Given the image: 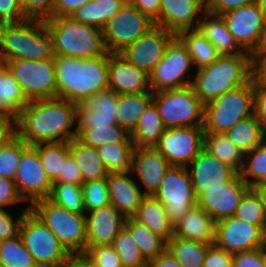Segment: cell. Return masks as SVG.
Returning <instances> with one entry per match:
<instances>
[{"mask_svg":"<svg viewBox=\"0 0 266 267\" xmlns=\"http://www.w3.org/2000/svg\"><path fill=\"white\" fill-rule=\"evenodd\" d=\"M0 261L7 267H39L19 234L0 242Z\"/></svg>","mask_w":266,"mask_h":267,"instance_id":"44","label":"cell"},{"mask_svg":"<svg viewBox=\"0 0 266 267\" xmlns=\"http://www.w3.org/2000/svg\"><path fill=\"white\" fill-rule=\"evenodd\" d=\"M215 244L231 254L262 248L265 247V231L231 216L216 222Z\"/></svg>","mask_w":266,"mask_h":267,"instance_id":"17","label":"cell"},{"mask_svg":"<svg viewBox=\"0 0 266 267\" xmlns=\"http://www.w3.org/2000/svg\"><path fill=\"white\" fill-rule=\"evenodd\" d=\"M19 195L31 205L34 201L48 198L52 182L42 166L37 150L28 145L21 154L14 178Z\"/></svg>","mask_w":266,"mask_h":267,"instance_id":"16","label":"cell"},{"mask_svg":"<svg viewBox=\"0 0 266 267\" xmlns=\"http://www.w3.org/2000/svg\"><path fill=\"white\" fill-rule=\"evenodd\" d=\"M155 148L171 166L187 167L204 148V127L166 129Z\"/></svg>","mask_w":266,"mask_h":267,"instance_id":"14","label":"cell"},{"mask_svg":"<svg viewBox=\"0 0 266 267\" xmlns=\"http://www.w3.org/2000/svg\"><path fill=\"white\" fill-rule=\"evenodd\" d=\"M255 54H266V22H265V27L263 30V36H262L260 45Z\"/></svg>","mask_w":266,"mask_h":267,"instance_id":"66","label":"cell"},{"mask_svg":"<svg viewBox=\"0 0 266 267\" xmlns=\"http://www.w3.org/2000/svg\"><path fill=\"white\" fill-rule=\"evenodd\" d=\"M53 60L57 98L78 105L98 92L109 89L108 55L89 59L54 55Z\"/></svg>","mask_w":266,"mask_h":267,"instance_id":"2","label":"cell"},{"mask_svg":"<svg viewBox=\"0 0 266 267\" xmlns=\"http://www.w3.org/2000/svg\"><path fill=\"white\" fill-rule=\"evenodd\" d=\"M38 152L47 176L53 183L63 168V162L69 156V142H50L32 145Z\"/></svg>","mask_w":266,"mask_h":267,"instance_id":"41","label":"cell"},{"mask_svg":"<svg viewBox=\"0 0 266 267\" xmlns=\"http://www.w3.org/2000/svg\"><path fill=\"white\" fill-rule=\"evenodd\" d=\"M108 83L109 89L118 95L152 92L150 76L118 53L108 55Z\"/></svg>","mask_w":266,"mask_h":267,"instance_id":"23","label":"cell"},{"mask_svg":"<svg viewBox=\"0 0 266 267\" xmlns=\"http://www.w3.org/2000/svg\"><path fill=\"white\" fill-rule=\"evenodd\" d=\"M124 227L130 232L143 256L149 261L166 250V242L148 227L127 217Z\"/></svg>","mask_w":266,"mask_h":267,"instance_id":"39","label":"cell"},{"mask_svg":"<svg viewBox=\"0 0 266 267\" xmlns=\"http://www.w3.org/2000/svg\"><path fill=\"white\" fill-rule=\"evenodd\" d=\"M261 201L266 214V181L256 183L250 187Z\"/></svg>","mask_w":266,"mask_h":267,"instance_id":"65","label":"cell"},{"mask_svg":"<svg viewBox=\"0 0 266 267\" xmlns=\"http://www.w3.org/2000/svg\"><path fill=\"white\" fill-rule=\"evenodd\" d=\"M250 189L238 173L221 189L194 190L197 205L203 208L215 222L234 216L244 194Z\"/></svg>","mask_w":266,"mask_h":267,"instance_id":"19","label":"cell"},{"mask_svg":"<svg viewBox=\"0 0 266 267\" xmlns=\"http://www.w3.org/2000/svg\"><path fill=\"white\" fill-rule=\"evenodd\" d=\"M233 254L219 248L215 243L208 247L203 267H232Z\"/></svg>","mask_w":266,"mask_h":267,"instance_id":"53","label":"cell"},{"mask_svg":"<svg viewBox=\"0 0 266 267\" xmlns=\"http://www.w3.org/2000/svg\"><path fill=\"white\" fill-rule=\"evenodd\" d=\"M257 3L259 4V7L261 11L263 12V15L266 21V0H258Z\"/></svg>","mask_w":266,"mask_h":267,"instance_id":"67","label":"cell"},{"mask_svg":"<svg viewBox=\"0 0 266 267\" xmlns=\"http://www.w3.org/2000/svg\"><path fill=\"white\" fill-rule=\"evenodd\" d=\"M265 247H266V230H265Z\"/></svg>","mask_w":266,"mask_h":267,"instance_id":"73","label":"cell"},{"mask_svg":"<svg viewBox=\"0 0 266 267\" xmlns=\"http://www.w3.org/2000/svg\"><path fill=\"white\" fill-rule=\"evenodd\" d=\"M54 182H63L77 185L83 184L81 171L70 155L63 162L62 171Z\"/></svg>","mask_w":266,"mask_h":267,"instance_id":"58","label":"cell"},{"mask_svg":"<svg viewBox=\"0 0 266 267\" xmlns=\"http://www.w3.org/2000/svg\"><path fill=\"white\" fill-rule=\"evenodd\" d=\"M234 216L251 224L258 225L264 231L266 230V214L264 207L251 188L242 197Z\"/></svg>","mask_w":266,"mask_h":267,"instance_id":"48","label":"cell"},{"mask_svg":"<svg viewBox=\"0 0 266 267\" xmlns=\"http://www.w3.org/2000/svg\"><path fill=\"white\" fill-rule=\"evenodd\" d=\"M81 186L85 213L110 204L106 179L83 182Z\"/></svg>","mask_w":266,"mask_h":267,"instance_id":"49","label":"cell"},{"mask_svg":"<svg viewBox=\"0 0 266 267\" xmlns=\"http://www.w3.org/2000/svg\"><path fill=\"white\" fill-rule=\"evenodd\" d=\"M210 245L173 235L166 242V250L183 267H203L205 255Z\"/></svg>","mask_w":266,"mask_h":267,"instance_id":"38","label":"cell"},{"mask_svg":"<svg viewBox=\"0 0 266 267\" xmlns=\"http://www.w3.org/2000/svg\"><path fill=\"white\" fill-rule=\"evenodd\" d=\"M190 66H193L192 57L187 46L176 35L167 45L161 61L149 75L152 92L191 85L193 79L186 77L189 76L187 74L191 70Z\"/></svg>","mask_w":266,"mask_h":267,"instance_id":"11","label":"cell"},{"mask_svg":"<svg viewBox=\"0 0 266 267\" xmlns=\"http://www.w3.org/2000/svg\"><path fill=\"white\" fill-rule=\"evenodd\" d=\"M258 0H205V11L222 15L233 9L240 8L244 5L257 3Z\"/></svg>","mask_w":266,"mask_h":267,"instance_id":"56","label":"cell"},{"mask_svg":"<svg viewBox=\"0 0 266 267\" xmlns=\"http://www.w3.org/2000/svg\"><path fill=\"white\" fill-rule=\"evenodd\" d=\"M81 267H92L89 265L81 256H78L74 259Z\"/></svg>","mask_w":266,"mask_h":267,"instance_id":"68","label":"cell"},{"mask_svg":"<svg viewBox=\"0 0 266 267\" xmlns=\"http://www.w3.org/2000/svg\"><path fill=\"white\" fill-rule=\"evenodd\" d=\"M85 216L87 247L112 245L114 238L124 228L127 218L111 204L85 213Z\"/></svg>","mask_w":266,"mask_h":267,"instance_id":"25","label":"cell"},{"mask_svg":"<svg viewBox=\"0 0 266 267\" xmlns=\"http://www.w3.org/2000/svg\"><path fill=\"white\" fill-rule=\"evenodd\" d=\"M19 235L39 267H64L75 259L30 209L22 217Z\"/></svg>","mask_w":266,"mask_h":267,"instance_id":"8","label":"cell"},{"mask_svg":"<svg viewBox=\"0 0 266 267\" xmlns=\"http://www.w3.org/2000/svg\"><path fill=\"white\" fill-rule=\"evenodd\" d=\"M147 267H183L167 250L148 261Z\"/></svg>","mask_w":266,"mask_h":267,"instance_id":"63","label":"cell"},{"mask_svg":"<svg viewBox=\"0 0 266 267\" xmlns=\"http://www.w3.org/2000/svg\"><path fill=\"white\" fill-rule=\"evenodd\" d=\"M216 222L200 206H193L174 224V236L203 244L215 243Z\"/></svg>","mask_w":266,"mask_h":267,"instance_id":"27","label":"cell"},{"mask_svg":"<svg viewBox=\"0 0 266 267\" xmlns=\"http://www.w3.org/2000/svg\"><path fill=\"white\" fill-rule=\"evenodd\" d=\"M221 16L239 47L253 56L260 45L266 22L259 4L244 5Z\"/></svg>","mask_w":266,"mask_h":267,"instance_id":"15","label":"cell"},{"mask_svg":"<svg viewBox=\"0 0 266 267\" xmlns=\"http://www.w3.org/2000/svg\"><path fill=\"white\" fill-rule=\"evenodd\" d=\"M54 57L52 37L45 21L26 19L0 24V62L40 61Z\"/></svg>","mask_w":266,"mask_h":267,"instance_id":"3","label":"cell"},{"mask_svg":"<svg viewBox=\"0 0 266 267\" xmlns=\"http://www.w3.org/2000/svg\"><path fill=\"white\" fill-rule=\"evenodd\" d=\"M171 167L167 159L156 148H134L132 173L137 175L145 195H154Z\"/></svg>","mask_w":266,"mask_h":267,"instance_id":"24","label":"cell"},{"mask_svg":"<svg viewBox=\"0 0 266 267\" xmlns=\"http://www.w3.org/2000/svg\"><path fill=\"white\" fill-rule=\"evenodd\" d=\"M112 246L119 254L123 267H147L148 260L125 227L114 238Z\"/></svg>","mask_w":266,"mask_h":267,"instance_id":"46","label":"cell"},{"mask_svg":"<svg viewBox=\"0 0 266 267\" xmlns=\"http://www.w3.org/2000/svg\"><path fill=\"white\" fill-rule=\"evenodd\" d=\"M124 2H126V3H130L131 2V0H123Z\"/></svg>","mask_w":266,"mask_h":267,"instance_id":"72","label":"cell"},{"mask_svg":"<svg viewBox=\"0 0 266 267\" xmlns=\"http://www.w3.org/2000/svg\"><path fill=\"white\" fill-rule=\"evenodd\" d=\"M153 102L166 129L204 126L205 104L192 85L153 92Z\"/></svg>","mask_w":266,"mask_h":267,"instance_id":"9","label":"cell"},{"mask_svg":"<svg viewBox=\"0 0 266 267\" xmlns=\"http://www.w3.org/2000/svg\"><path fill=\"white\" fill-rule=\"evenodd\" d=\"M27 104L20 85L5 63L0 62V118L15 124Z\"/></svg>","mask_w":266,"mask_h":267,"instance_id":"30","label":"cell"},{"mask_svg":"<svg viewBox=\"0 0 266 267\" xmlns=\"http://www.w3.org/2000/svg\"><path fill=\"white\" fill-rule=\"evenodd\" d=\"M254 115L266 130V86H260L253 80Z\"/></svg>","mask_w":266,"mask_h":267,"instance_id":"59","label":"cell"},{"mask_svg":"<svg viewBox=\"0 0 266 267\" xmlns=\"http://www.w3.org/2000/svg\"><path fill=\"white\" fill-rule=\"evenodd\" d=\"M177 36L187 46L196 69L212 64L220 56L199 28L184 30Z\"/></svg>","mask_w":266,"mask_h":267,"instance_id":"37","label":"cell"},{"mask_svg":"<svg viewBox=\"0 0 266 267\" xmlns=\"http://www.w3.org/2000/svg\"><path fill=\"white\" fill-rule=\"evenodd\" d=\"M69 155L81 171L83 182L102 180L108 177L97 148L80 142L76 137L69 141Z\"/></svg>","mask_w":266,"mask_h":267,"instance_id":"31","label":"cell"},{"mask_svg":"<svg viewBox=\"0 0 266 267\" xmlns=\"http://www.w3.org/2000/svg\"><path fill=\"white\" fill-rule=\"evenodd\" d=\"M225 134L245 154L266 140V130L254 114L237 122Z\"/></svg>","mask_w":266,"mask_h":267,"instance_id":"34","label":"cell"},{"mask_svg":"<svg viewBox=\"0 0 266 267\" xmlns=\"http://www.w3.org/2000/svg\"><path fill=\"white\" fill-rule=\"evenodd\" d=\"M175 36L172 32L155 24L118 54L128 63L150 75L163 58L167 45Z\"/></svg>","mask_w":266,"mask_h":267,"instance_id":"18","label":"cell"},{"mask_svg":"<svg viewBox=\"0 0 266 267\" xmlns=\"http://www.w3.org/2000/svg\"><path fill=\"white\" fill-rule=\"evenodd\" d=\"M14 133V124L0 118V148Z\"/></svg>","mask_w":266,"mask_h":267,"instance_id":"64","label":"cell"},{"mask_svg":"<svg viewBox=\"0 0 266 267\" xmlns=\"http://www.w3.org/2000/svg\"><path fill=\"white\" fill-rule=\"evenodd\" d=\"M190 164L187 169L191 176L193 190L221 189L238 174L235 169L213 157L204 149Z\"/></svg>","mask_w":266,"mask_h":267,"instance_id":"21","label":"cell"},{"mask_svg":"<svg viewBox=\"0 0 266 267\" xmlns=\"http://www.w3.org/2000/svg\"><path fill=\"white\" fill-rule=\"evenodd\" d=\"M154 25V21L137 7L125 3L102 29L106 50L108 53H119Z\"/></svg>","mask_w":266,"mask_h":267,"instance_id":"12","label":"cell"},{"mask_svg":"<svg viewBox=\"0 0 266 267\" xmlns=\"http://www.w3.org/2000/svg\"><path fill=\"white\" fill-rule=\"evenodd\" d=\"M239 174L249 187L266 181V140L245 154L244 165Z\"/></svg>","mask_w":266,"mask_h":267,"instance_id":"45","label":"cell"},{"mask_svg":"<svg viewBox=\"0 0 266 267\" xmlns=\"http://www.w3.org/2000/svg\"><path fill=\"white\" fill-rule=\"evenodd\" d=\"M204 150L238 173L242 171L245 153L225 133H204Z\"/></svg>","mask_w":266,"mask_h":267,"instance_id":"36","label":"cell"},{"mask_svg":"<svg viewBox=\"0 0 266 267\" xmlns=\"http://www.w3.org/2000/svg\"><path fill=\"white\" fill-rule=\"evenodd\" d=\"M198 28L220 55L249 54L244 52L236 43L221 15L205 11L202 13Z\"/></svg>","mask_w":266,"mask_h":267,"instance_id":"28","label":"cell"},{"mask_svg":"<svg viewBox=\"0 0 266 267\" xmlns=\"http://www.w3.org/2000/svg\"><path fill=\"white\" fill-rule=\"evenodd\" d=\"M204 12L205 0H161L160 17L155 24L178 35L198 28Z\"/></svg>","mask_w":266,"mask_h":267,"instance_id":"22","label":"cell"},{"mask_svg":"<svg viewBox=\"0 0 266 267\" xmlns=\"http://www.w3.org/2000/svg\"><path fill=\"white\" fill-rule=\"evenodd\" d=\"M29 209V206L17 217L13 218L7 210L0 209V242L13 238L19 234V226L24 213Z\"/></svg>","mask_w":266,"mask_h":267,"instance_id":"52","label":"cell"},{"mask_svg":"<svg viewBox=\"0 0 266 267\" xmlns=\"http://www.w3.org/2000/svg\"><path fill=\"white\" fill-rule=\"evenodd\" d=\"M264 267H266V247H264Z\"/></svg>","mask_w":266,"mask_h":267,"instance_id":"70","label":"cell"},{"mask_svg":"<svg viewBox=\"0 0 266 267\" xmlns=\"http://www.w3.org/2000/svg\"><path fill=\"white\" fill-rule=\"evenodd\" d=\"M152 101L153 92L118 95L117 124L130 134Z\"/></svg>","mask_w":266,"mask_h":267,"instance_id":"33","label":"cell"},{"mask_svg":"<svg viewBox=\"0 0 266 267\" xmlns=\"http://www.w3.org/2000/svg\"><path fill=\"white\" fill-rule=\"evenodd\" d=\"M125 3L123 0H90L71 16L81 23L103 29Z\"/></svg>","mask_w":266,"mask_h":267,"instance_id":"35","label":"cell"},{"mask_svg":"<svg viewBox=\"0 0 266 267\" xmlns=\"http://www.w3.org/2000/svg\"><path fill=\"white\" fill-rule=\"evenodd\" d=\"M196 70L191 85L206 104L252 79V55H220L212 64Z\"/></svg>","mask_w":266,"mask_h":267,"instance_id":"4","label":"cell"},{"mask_svg":"<svg viewBox=\"0 0 266 267\" xmlns=\"http://www.w3.org/2000/svg\"><path fill=\"white\" fill-rule=\"evenodd\" d=\"M254 114L253 78L205 104L204 133H226L237 122Z\"/></svg>","mask_w":266,"mask_h":267,"instance_id":"7","label":"cell"},{"mask_svg":"<svg viewBox=\"0 0 266 267\" xmlns=\"http://www.w3.org/2000/svg\"><path fill=\"white\" fill-rule=\"evenodd\" d=\"M130 3L147 15L154 23L159 20L161 0H131Z\"/></svg>","mask_w":266,"mask_h":267,"instance_id":"60","label":"cell"},{"mask_svg":"<svg viewBox=\"0 0 266 267\" xmlns=\"http://www.w3.org/2000/svg\"><path fill=\"white\" fill-rule=\"evenodd\" d=\"M90 0H56L53 16H70Z\"/></svg>","mask_w":266,"mask_h":267,"instance_id":"62","label":"cell"},{"mask_svg":"<svg viewBox=\"0 0 266 267\" xmlns=\"http://www.w3.org/2000/svg\"><path fill=\"white\" fill-rule=\"evenodd\" d=\"M28 145L15 133L0 148V176L14 180L21 154Z\"/></svg>","mask_w":266,"mask_h":267,"instance_id":"47","label":"cell"},{"mask_svg":"<svg viewBox=\"0 0 266 267\" xmlns=\"http://www.w3.org/2000/svg\"><path fill=\"white\" fill-rule=\"evenodd\" d=\"M118 94L111 89L85 99L76 108V129H90L117 124Z\"/></svg>","mask_w":266,"mask_h":267,"instance_id":"20","label":"cell"},{"mask_svg":"<svg viewBox=\"0 0 266 267\" xmlns=\"http://www.w3.org/2000/svg\"><path fill=\"white\" fill-rule=\"evenodd\" d=\"M56 0H20L26 19L46 21L53 17Z\"/></svg>","mask_w":266,"mask_h":267,"instance_id":"51","label":"cell"},{"mask_svg":"<svg viewBox=\"0 0 266 267\" xmlns=\"http://www.w3.org/2000/svg\"><path fill=\"white\" fill-rule=\"evenodd\" d=\"M26 20L20 0H0V24Z\"/></svg>","mask_w":266,"mask_h":267,"instance_id":"54","label":"cell"},{"mask_svg":"<svg viewBox=\"0 0 266 267\" xmlns=\"http://www.w3.org/2000/svg\"><path fill=\"white\" fill-rule=\"evenodd\" d=\"M5 65L28 101L57 97L53 58L40 61L10 60Z\"/></svg>","mask_w":266,"mask_h":267,"instance_id":"10","label":"cell"},{"mask_svg":"<svg viewBox=\"0 0 266 267\" xmlns=\"http://www.w3.org/2000/svg\"><path fill=\"white\" fill-rule=\"evenodd\" d=\"M29 209L54 233L74 258L85 252L87 249L85 214L68 211L48 198L34 201L29 205Z\"/></svg>","mask_w":266,"mask_h":267,"instance_id":"6","label":"cell"},{"mask_svg":"<svg viewBox=\"0 0 266 267\" xmlns=\"http://www.w3.org/2000/svg\"><path fill=\"white\" fill-rule=\"evenodd\" d=\"M148 227L165 242L174 235V225L168 219L166 209L153 195H146L132 217Z\"/></svg>","mask_w":266,"mask_h":267,"instance_id":"29","label":"cell"},{"mask_svg":"<svg viewBox=\"0 0 266 267\" xmlns=\"http://www.w3.org/2000/svg\"><path fill=\"white\" fill-rule=\"evenodd\" d=\"M97 150L109 173L132 170L133 142L106 143Z\"/></svg>","mask_w":266,"mask_h":267,"instance_id":"40","label":"cell"},{"mask_svg":"<svg viewBox=\"0 0 266 267\" xmlns=\"http://www.w3.org/2000/svg\"><path fill=\"white\" fill-rule=\"evenodd\" d=\"M22 201L25 202L17 192L14 180L0 176V209Z\"/></svg>","mask_w":266,"mask_h":267,"instance_id":"57","label":"cell"},{"mask_svg":"<svg viewBox=\"0 0 266 267\" xmlns=\"http://www.w3.org/2000/svg\"><path fill=\"white\" fill-rule=\"evenodd\" d=\"M81 257L92 267H123L121 258L112 245L87 247Z\"/></svg>","mask_w":266,"mask_h":267,"instance_id":"50","label":"cell"},{"mask_svg":"<svg viewBox=\"0 0 266 267\" xmlns=\"http://www.w3.org/2000/svg\"><path fill=\"white\" fill-rule=\"evenodd\" d=\"M252 78L260 86H266V54L252 56Z\"/></svg>","mask_w":266,"mask_h":267,"instance_id":"61","label":"cell"},{"mask_svg":"<svg viewBox=\"0 0 266 267\" xmlns=\"http://www.w3.org/2000/svg\"><path fill=\"white\" fill-rule=\"evenodd\" d=\"M153 196L165 207L173 225L197 205L191 176L187 167L183 166H171Z\"/></svg>","mask_w":266,"mask_h":267,"instance_id":"13","label":"cell"},{"mask_svg":"<svg viewBox=\"0 0 266 267\" xmlns=\"http://www.w3.org/2000/svg\"><path fill=\"white\" fill-rule=\"evenodd\" d=\"M0 267H7V266L4 265V264L0 261Z\"/></svg>","mask_w":266,"mask_h":267,"instance_id":"71","label":"cell"},{"mask_svg":"<svg viewBox=\"0 0 266 267\" xmlns=\"http://www.w3.org/2000/svg\"><path fill=\"white\" fill-rule=\"evenodd\" d=\"M77 104L62 98L28 101L14 124L15 134L27 145L71 141L76 137Z\"/></svg>","mask_w":266,"mask_h":267,"instance_id":"1","label":"cell"},{"mask_svg":"<svg viewBox=\"0 0 266 267\" xmlns=\"http://www.w3.org/2000/svg\"><path fill=\"white\" fill-rule=\"evenodd\" d=\"M48 199L54 204L64 207L68 211L85 214L81 185L53 182Z\"/></svg>","mask_w":266,"mask_h":267,"instance_id":"43","label":"cell"},{"mask_svg":"<svg viewBox=\"0 0 266 267\" xmlns=\"http://www.w3.org/2000/svg\"><path fill=\"white\" fill-rule=\"evenodd\" d=\"M165 130L159 111L152 101L130 133L134 148H155Z\"/></svg>","mask_w":266,"mask_h":267,"instance_id":"32","label":"cell"},{"mask_svg":"<svg viewBox=\"0 0 266 267\" xmlns=\"http://www.w3.org/2000/svg\"><path fill=\"white\" fill-rule=\"evenodd\" d=\"M76 138L89 146L98 148L106 143L132 142L130 134L118 124L90 129H76Z\"/></svg>","mask_w":266,"mask_h":267,"instance_id":"42","label":"cell"},{"mask_svg":"<svg viewBox=\"0 0 266 267\" xmlns=\"http://www.w3.org/2000/svg\"><path fill=\"white\" fill-rule=\"evenodd\" d=\"M232 267H264V247L233 254Z\"/></svg>","mask_w":266,"mask_h":267,"instance_id":"55","label":"cell"},{"mask_svg":"<svg viewBox=\"0 0 266 267\" xmlns=\"http://www.w3.org/2000/svg\"><path fill=\"white\" fill-rule=\"evenodd\" d=\"M64 267H81L75 260H73L69 265Z\"/></svg>","mask_w":266,"mask_h":267,"instance_id":"69","label":"cell"},{"mask_svg":"<svg viewBox=\"0 0 266 267\" xmlns=\"http://www.w3.org/2000/svg\"><path fill=\"white\" fill-rule=\"evenodd\" d=\"M52 37L54 55L89 59L109 55L102 29L87 25L70 16H53L45 21Z\"/></svg>","mask_w":266,"mask_h":267,"instance_id":"5","label":"cell"},{"mask_svg":"<svg viewBox=\"0 0 266 267\" xmlns=\"http://www.w3.org/2000/svg\"><path fill=\"white\" fill-rule=\"evenodd\" d=\"M131 174L132 171L109 173L106 178L110 204L125 217H133L146 196Z\"/></svg>","mask_w":266,"mask_h":267,"instance_id":"26","label":"cell"}]
</instances>
